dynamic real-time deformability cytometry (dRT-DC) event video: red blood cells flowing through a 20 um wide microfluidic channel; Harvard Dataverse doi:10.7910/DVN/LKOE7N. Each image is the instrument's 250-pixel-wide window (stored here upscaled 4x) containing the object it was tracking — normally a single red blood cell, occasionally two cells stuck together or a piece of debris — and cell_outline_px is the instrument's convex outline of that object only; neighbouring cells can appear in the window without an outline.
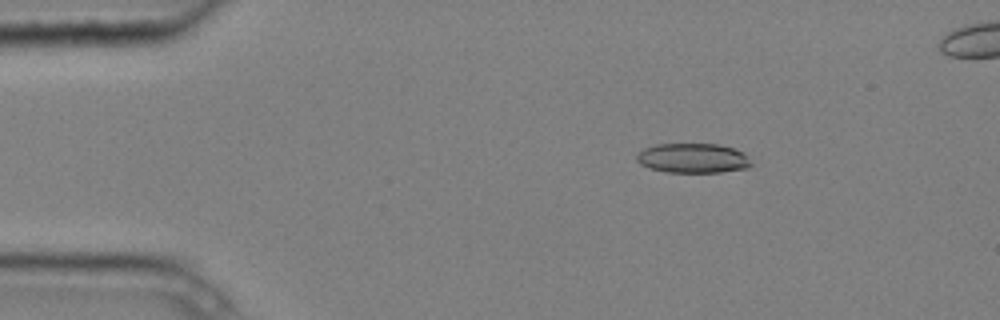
{"species": "common noctule bat (a hibernating species)", "species_latin": "Nyctalus noctula", "temperature_condition": "cold", "stored_images_in_passage": 4, "camera_frame_rate_fps": 3000, "um_per_image_px": 0.085, "animal": {"sex": "male", "body_mass_g": 20.4}, "frame": {"image": 1, "passage_image": 1, "time_ms": 0.0, "image_size_px": [1000, 320], "cell_outline_px": [[752, 164], [748, 168], [720, 172], [664, 172], [648, 168], [640, 164], [636, 160], [636, 152], [644, 148], [656, 144], [720, 144], [736, 148], [744, 152], [748, 156]], "centroid_in_image_um": [58.89, 13.44], "position_along_channel_um": 26.1, "area_um2": 20.17}}